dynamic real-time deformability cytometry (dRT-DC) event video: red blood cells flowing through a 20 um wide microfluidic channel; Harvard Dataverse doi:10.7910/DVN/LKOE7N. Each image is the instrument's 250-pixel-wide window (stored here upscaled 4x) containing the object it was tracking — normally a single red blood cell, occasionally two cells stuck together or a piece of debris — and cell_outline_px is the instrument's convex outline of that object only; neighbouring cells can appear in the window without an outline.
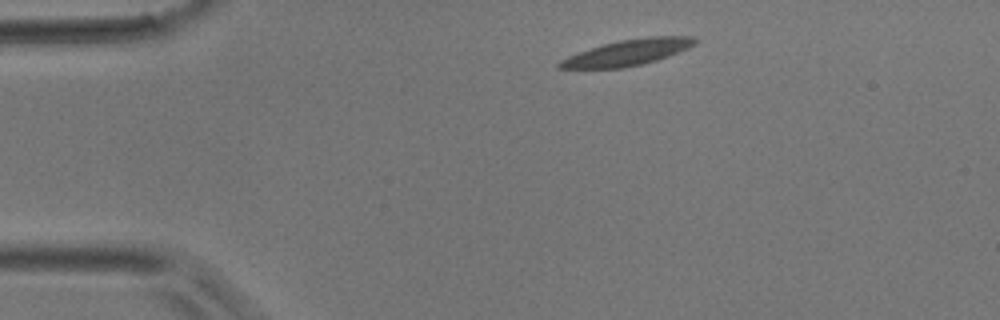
{"species": "common noctule bat (a hibernating species)", "species_latin": "Nyctalus noctula", "temperature_condition": "room temperature", "stored_images_in_passage": 3, "camera_frame_rate_fps": 3000, "um_per_image_px": 0.085, "animal": {"sex": "male", "body_mass_g": 17.9}, "frame": {"image": 1, "passage_image": 1, "time_ms": 0.0, "image_size_px": [1000, 320], "cell_outline_px": [[700, 40], [696, 44], [688, 48], [668, 56], [656, 60], [624, 68], [556, 68], [556, 64], [560, 60], [568, 56], [604, 44], [620, 40], [648, 36], [692, 36]], "centroid_in_image_um": [53.39, 4.45], "position_along_channel_um": 31.6, "area_um2": 20.29}}